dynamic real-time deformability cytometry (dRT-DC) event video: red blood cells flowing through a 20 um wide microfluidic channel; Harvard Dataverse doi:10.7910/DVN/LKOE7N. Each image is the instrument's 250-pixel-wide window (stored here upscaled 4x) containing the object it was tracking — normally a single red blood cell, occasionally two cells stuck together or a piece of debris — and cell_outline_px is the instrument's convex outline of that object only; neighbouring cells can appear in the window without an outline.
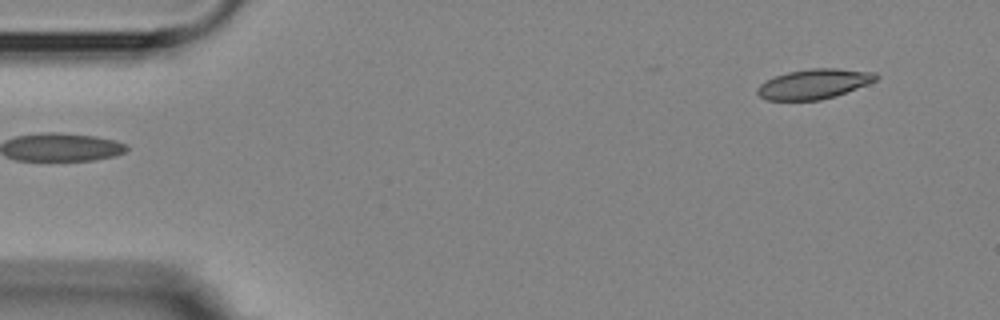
{"species": "Egyptian fruit bat (a non-hibernating species)", "species_latin": "Rousettus aegyptiacus", "temperature_condition": "room temperature", "stored_images_in_passage": 5, "segment_of_instrument_passage": [2, 2], "camera_frame_rate_fps": 3000, "um_per_image_px": 0.085, "animal": {"sex": "female"}, "frame": {"image": 1, "passage_image": 5, "time_ms": 5.0, "image_size_px": [1000, 320], "cell_outline_px": [[880, 76], [876, 80], [836, 96], [820, 100], [768, 100], [760, 96], [756, 92], [756, 88], [764, 80], [788, 72], [808, 68], [836, 68], [876, 72]], "centroid_in_image_um": [69.18, 7.12], "position_along_channel_um": 15.8, "area_um2": 20.69}}